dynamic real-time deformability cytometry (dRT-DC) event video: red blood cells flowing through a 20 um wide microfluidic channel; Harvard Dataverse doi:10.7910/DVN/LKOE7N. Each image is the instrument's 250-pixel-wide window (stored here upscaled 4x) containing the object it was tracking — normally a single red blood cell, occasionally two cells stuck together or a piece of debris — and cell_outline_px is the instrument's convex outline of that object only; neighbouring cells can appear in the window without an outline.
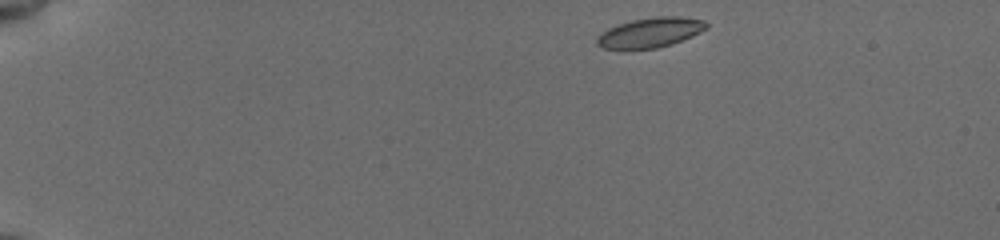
{"species": "common noctule bat (a hibernating species)", "species_latin": "Nyctalus noctula", "temperature_condition": "cold", "stored_images_in_passage": 28, "camera_frame_rate_fps": 3000, "um_per_image_px": 0.085, "animal": {"sex": "female", "body_mass_g": 19.5, "forearm_length_mm": 54.1}, "frame": {"image": 1, "passage_image": 1, "time_ms": 0.0, "image_size_px": [1000, 240], "cell_outline_px": [[708, 28], [692, 36], [672, 44], [656, 48], [624, 52], [600, 48], [596, 44], [596, 36], [600, 32], [608, 28], [632, 20], [656, 16], [676, 16], [704, 20], [708, 24]], "centroid_in_image_um": [55.18, 2.82], "position_along_channel_um": 29.8, "area_um2": 19.77}}
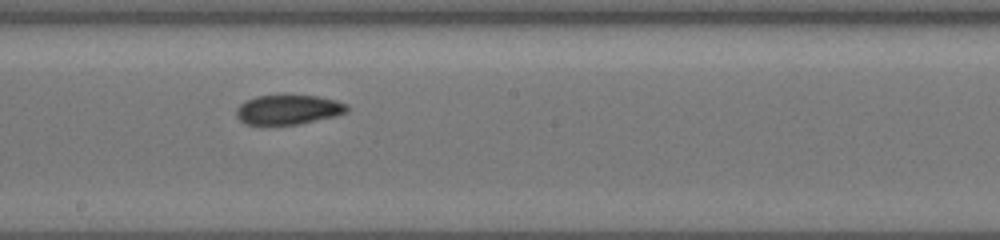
{"frame": {"image": 2, "passage_image": 16, "time_ms": 7.667, "image_size_px": [1000, 240], "cell_outline_px": [[348, 112], [336, 116], [296, 124], [244, 124], [236, 116], [236, 108], [244, 100], [256, 96], [280, 92], [284, 92], [316, 96], [336, 100], [348, 104]], "centroid_in_image_um": [24.48, 9.26], "position_along_channel_um": 223.7, "area_um2": 19.88}}
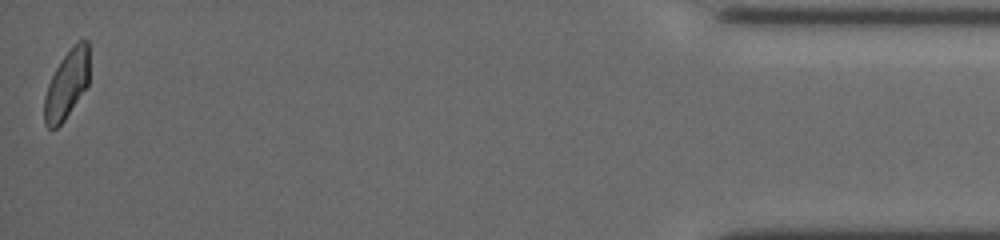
{"frame": {"image": 3, "passage_image": 28, "time_ms": 15.0, "image_size_px": [1000, 240], "cell_outline_px": [[88, 84], [64, 120], [56, 128], [48, 128], [44, 124], [44, 96], [48, 84], [60, 60], [72, 44], [80, 40], [88, 40]], "centroid_in_image_um": [5.66, 7.16], "position_along_channel_um": 429.5, "area_um2": 17.8}, "authors_computed_cell_mechanics": {"area_um2": 19.363, "velocity_mm_per_s": 3.8048, "shape_relaxation_time_tau1_ms": 4.9433, "shape_relaxation_time_tau2_ms": 5.0332, "deformation_change_tau1": 0.1307, "deformation_change_tau2": 0.1047}}